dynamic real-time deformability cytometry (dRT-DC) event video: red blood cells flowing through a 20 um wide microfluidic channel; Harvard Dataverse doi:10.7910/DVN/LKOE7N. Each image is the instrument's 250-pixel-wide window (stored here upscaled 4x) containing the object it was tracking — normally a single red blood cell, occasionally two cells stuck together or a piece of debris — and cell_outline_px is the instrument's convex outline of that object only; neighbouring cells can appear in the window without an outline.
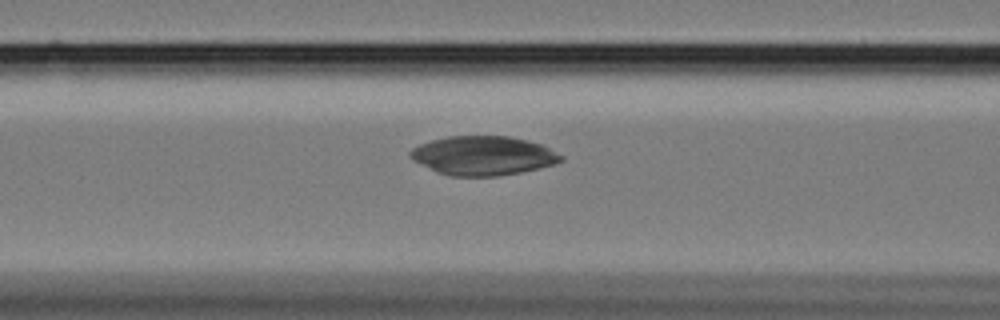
{"species": "Egyptian fruit bat (a non-hibernating species)", "species_latin": "Rousettus aegyptiacus", "temperature_condition": "cold", "stored_images_in_passage": 52, "camera_frame_rate_fps": 3000, "um_per_image_px": 0.085, "animal": {"sex": "female"}, "frame": {"image": 1, "passage_image": 16, "time_ms": 5.0, "image_size_px": [1000, 320], "cell_outline_px": [[564, 160], [556, 164], [520, 172], [496, 176], [452, 176], [436, 172], [412, 160], [408, 156], [408, 152], [412, 148], [420, 144], [432, 140], [448, 136], [508, 136], [540, 144], [564, 156]], "centroid_in_image_um": [41.03, 13.23], "position_along_channel_um": 125.6, "area_um2": 34.28}}
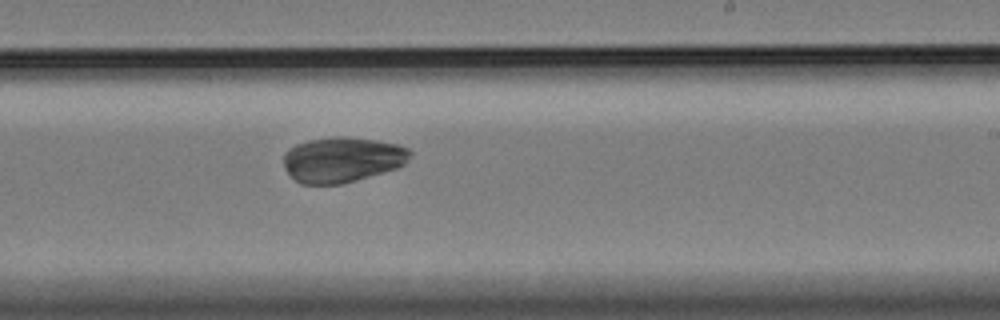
{"frame": {"image": 2, "passage_image": 28, "time_ms": 9.0, "image_size_px": [1000, 320], "cell_outline_px": [[412, 152], [404, 164], [396, 168], [384, 172], [356, 180], [340, 184], [300, 184], [284, 168], [284, 152], [288, 148], [296, 144], [308, 140], [332, 136], [348, 136], [376, 140], [396, 144], [408, 148]], "centroid_in_image_um": [29.07, 13.55], "position_along_channel_um": 259.9, "area_um2": 33.47}}
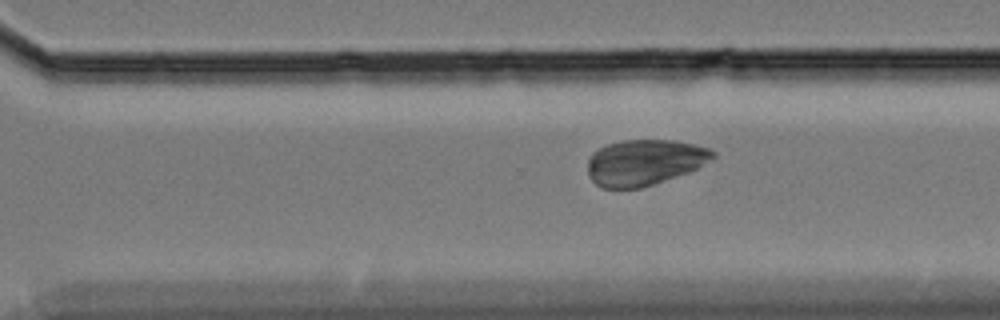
{"frame": {"image": 3, "passage_image": 33, "time_ms": 10.667, "image_size_px": [1000, 320], "cell_outline_px": [[716, 156], [696, 168], [688, 172], [640, 188], [600, 188], [588, 176], [588, 156], [592, 152], [608, 144], [620, 140], [676, 140], [708, 148], [716, 152]], "centroid_in_image_um": [54.74, 13.79], "position_along_channel_um": 315.9, "area_um2": 33.29}}